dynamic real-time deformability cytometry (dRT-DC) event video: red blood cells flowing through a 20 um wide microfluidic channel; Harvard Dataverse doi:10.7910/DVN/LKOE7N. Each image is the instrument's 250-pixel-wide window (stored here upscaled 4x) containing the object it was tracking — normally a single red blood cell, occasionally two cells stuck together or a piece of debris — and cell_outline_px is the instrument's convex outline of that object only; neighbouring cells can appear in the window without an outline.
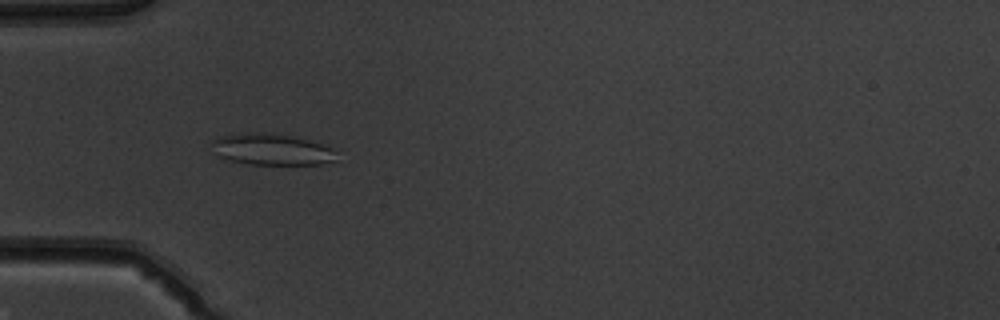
{"species": "common noctule bat (a hibernating species)", "species_latin": "Nyctalus noctula", "temperature_condition": "warm", "stored_images_in_passage": 42, "camera_frame_rate_fps": 3000, "um_per_image_px": 0.085, "animal": {"sex": "male", "body_mass_g": 19.5, "forearm_length_mm": 54.6}, "frame": {"image": 1, "passage_image": 8, "time_ms": 2.333, "image_size_px": [1000, 320], "cell_outline_px": [[336, 160], [320, 164], [248, 164], [228, 160], [216, 156], [212, 140], [220, 136], [244, 132], [264, 132], [292, 136], [308, 140], [332, 148], [336, 152]], "centroid_in_image_um": [23.06, 12.69], "position_along_channel_um": 61.9, "area_um2": 22.77}}
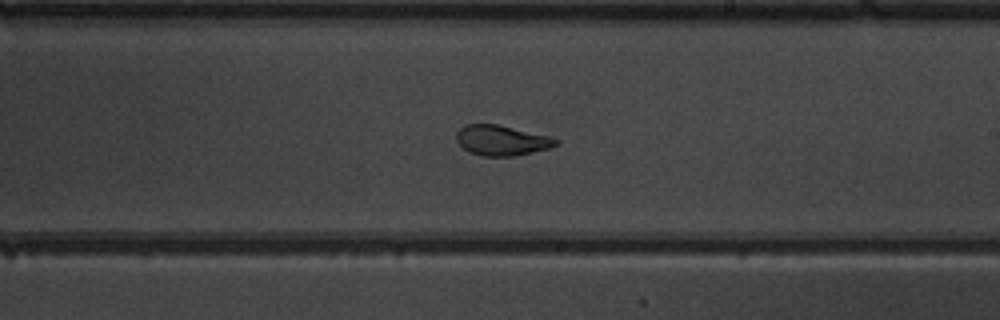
{"frame": {"image": 2, "passage_image": 22, "time_ms": 7.0, "image_size_px": [1000, 320], "cell_outline_px": [[560, 144], [548, 148], [516, 156], [484, 156], [468, 152], [456, 140], [456, 132], [464, 124], [496, 124], [548, 136], [560, 140]], "centroid_in_image_um": [42.62, 11.93], "position_along_channel_um": 246.4, "area_um2": 17.46}}
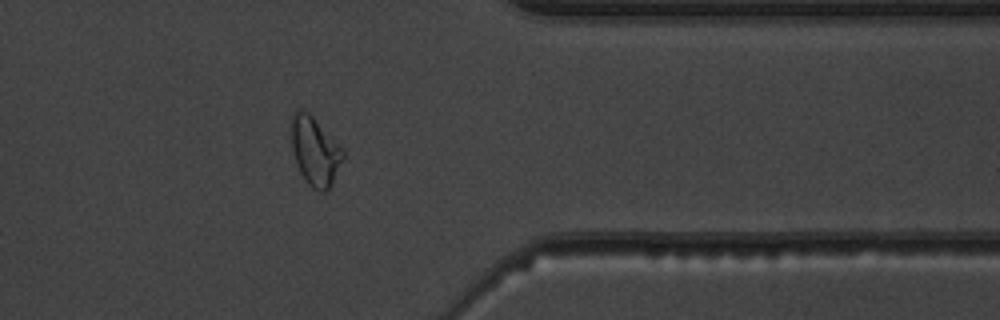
{"frame": {"image": 3, "passage_image": 33, "time_ms": 10.667, "image_size_px": [1000, 320], "cell_outline_px": [[344, 156], [332, 184], [324, 192], [320, 192], [312, 188], [308, 184], [300, 172], [292, 148], [288, 124], [292, 116], [300, 108], [308, 112], [344, 148]], "centroid_in_image_um": [26.75, 12.82], "position_along_channel_um": 384.6, "area_um2": 20.87}, "authors_computed_cell_mechanics": {"area_um2": 19.6809, "velocity_mm_per_s": 4.0328, "shape_relaxation_time_tau1_ms": 9.3245, "shape_relaxation_time_tau2_ms": 1.1631, "deformation_change_tau1": 0.234, "deformation_change_tau2": 0.0596}}